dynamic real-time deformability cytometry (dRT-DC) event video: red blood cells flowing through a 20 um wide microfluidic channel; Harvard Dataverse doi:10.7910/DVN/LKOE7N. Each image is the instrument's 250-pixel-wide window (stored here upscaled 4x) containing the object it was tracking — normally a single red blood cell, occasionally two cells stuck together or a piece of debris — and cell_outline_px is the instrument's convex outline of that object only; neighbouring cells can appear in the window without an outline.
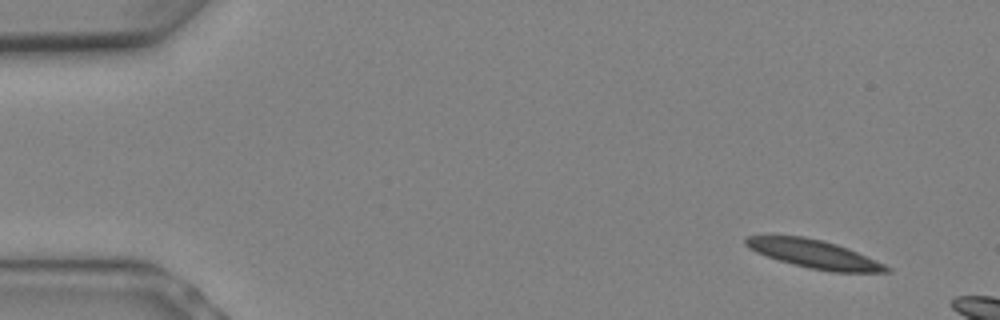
{"species": "Egyptian fruit bat (a non-hibernating species)", "species_latin": "Rousettus aegyptiacus", "temperature_condition": "warm", "stored_images_in_passage": 5, "camera_frame_rate_fps": 3000, "um_per_image_px": 0.085, "animal": {"sex": "female"}, "frame": {"image": 1, "passage_image": 1, "time_ms": 0.0, "image_size_px": [1000, 320], "cell_outline_px": [[892, 272], [832, 272], [808, 268], [780, 260], [756, 252], [748, 248], [744, 244], [744, 240], [748, 236], [804, 236], [824, 240], [848, 248], [884, 264], [892, 268]], "centroid_in_image_um": [69.22, 21.59], "position_along_channel_um": 15.8, "area_um2": 23.06}}